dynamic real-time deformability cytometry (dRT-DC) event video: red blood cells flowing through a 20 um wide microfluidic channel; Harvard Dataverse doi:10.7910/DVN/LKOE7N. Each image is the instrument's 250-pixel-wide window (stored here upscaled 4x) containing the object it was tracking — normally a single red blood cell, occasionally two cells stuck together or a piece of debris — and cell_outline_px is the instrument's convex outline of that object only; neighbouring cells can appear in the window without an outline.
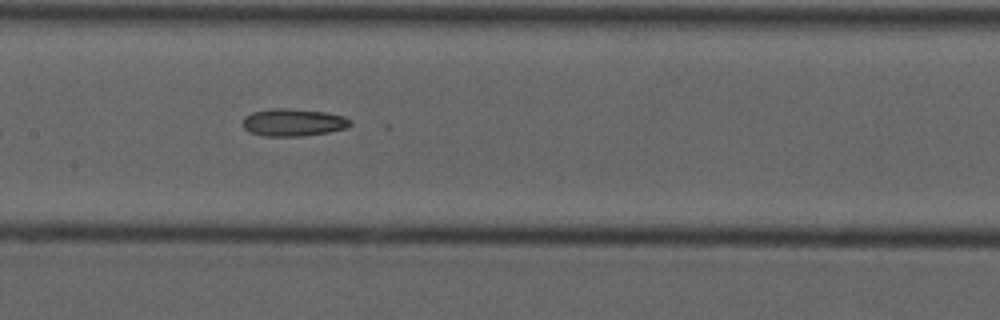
{"species": "common noctule bat (a hibernating species)", "species_latin": "Nyctalus noctula", "temperature_condition": "cold", "stored_images_in_passage": 9, "camera_frame_rate_fps": 3000, "um_per_image_px": 0.085, "animal": {"sex": "male", "forearm_length_mm": 52.5}, "frame": {"image": 1, "passage_image": 9, "time_ms": 9.667, "image_size_px": [1000, 320], "cell_outline_px": [[352, 124], [344, 128], [328, 132], [300, 136], [264, 136], [248, 132], [244, 128], [244, 116], [252, 112], [276, 108], [292, 108], [324, 112], [344, 116], [352, 120]], "centroid_in_image_um": [24.92, 10.4], "position_along_channel_um": 182.5, "area_um2": 17.17}}